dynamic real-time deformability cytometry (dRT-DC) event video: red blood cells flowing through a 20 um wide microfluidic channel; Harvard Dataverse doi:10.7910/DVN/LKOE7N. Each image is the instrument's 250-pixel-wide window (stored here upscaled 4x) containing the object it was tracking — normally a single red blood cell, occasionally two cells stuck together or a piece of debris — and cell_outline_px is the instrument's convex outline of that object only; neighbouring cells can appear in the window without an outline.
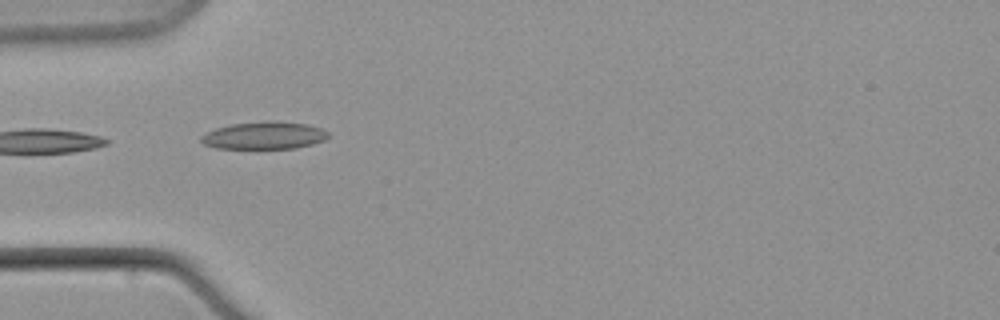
{"species": "common noctule bat (a hibernating species)", "species_latin": "Nyctalus noctula", "temperature_condition": "warm", "stored_images_in_passage": 12, "camera_frame_rate_fps": 3000, "um_per_image_px": 0.085, "animal": {"sex": "male", "body_mass_g": 21.5, "forearm_length_mm": 52.0}, "frame": {"image": 1, "passage_image": 1, "time_ms": 0.0, "image_size_px": [1000, 320], "cell_outline_px": [[328, 136], [324, 140], [312, 144], [296, 148], [216, 148], [204, 144], [200, 140], [200, 136], [216, 128], [232, 124], [268, 120], [308, 124], [320, 128], [328, 132]], "centroid_in_image_um": [22.45, 11.51], "position_along_channel_um": 62.5, "area_um2": 20.23}}
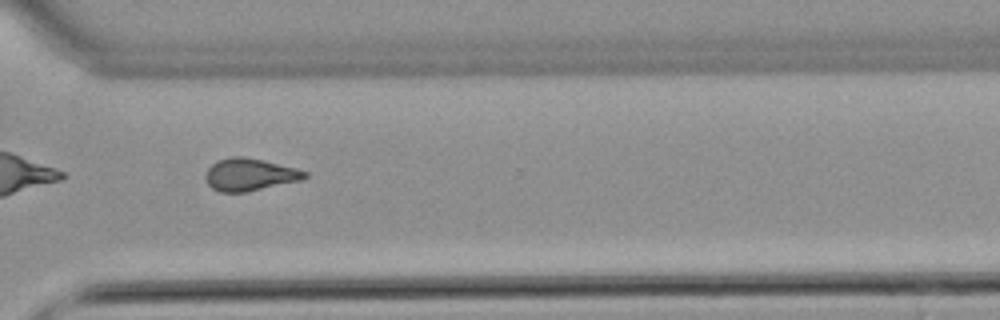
{"frame": {"image": 2, "passage_image": 9, "time_ms": 10.667, "image_size_px": [1000, 320], "cell_outline_px": [[308, 176], [304, 180], [248, 192], [220, 192], [212, 188], [208, 184], [204, 176], [208, 168], [216, 160], [232, 156], [240, 156], [260, 160], [296, 168], [308, 172]], "centroid_in_image_um": [21.23, 14.85], "position_along_channel_um": 349.4, "area_um2": 18.84}}